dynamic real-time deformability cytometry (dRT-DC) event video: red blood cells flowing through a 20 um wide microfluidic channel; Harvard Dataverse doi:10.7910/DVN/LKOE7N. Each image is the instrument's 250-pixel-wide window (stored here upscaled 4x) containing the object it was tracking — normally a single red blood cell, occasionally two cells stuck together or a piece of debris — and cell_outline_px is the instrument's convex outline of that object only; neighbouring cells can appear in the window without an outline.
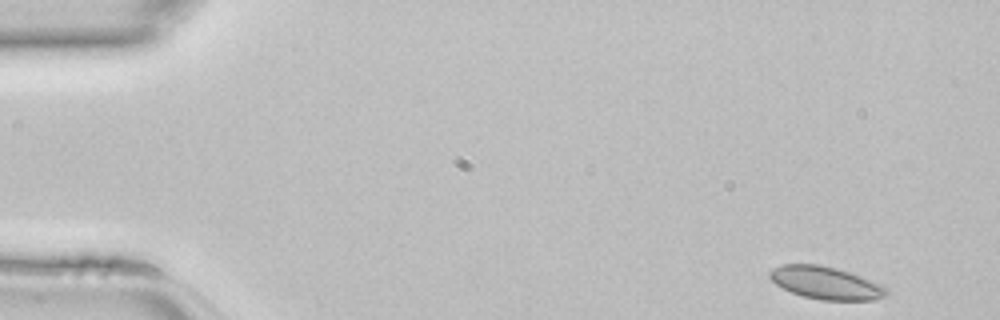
{"species": "common noctule bat (a hibernating species)", "species_latin": "Nyctalus noctula", "temperature_condition": "room temperature", "stored_images_in_passage": 43, "camera_frame_rate_fps": 3000, "um_per_image_px": 0.085, "animal": {"sex": "female", "body_mass_g": 22.7, "forearm_length_mm": 54.2}, "frame": {"image": 1, "passage_image": 1, "time_ms": 0.0, "image_size_px": [1000, 320], "cell_outline_px": [[888, 296], [876, 300], [820, 300], [804, 296], [792, 292], [776, 284], [768, 276], [768, 272], [772, 268], [784, 264], [820, 264], [836, 268], [860, 276], [880, 284], [888, 288]], "centroid_in_image_um": [70.21, 24.05], "position_along_channel_um": 14.8, "area_um2": 22.2}}
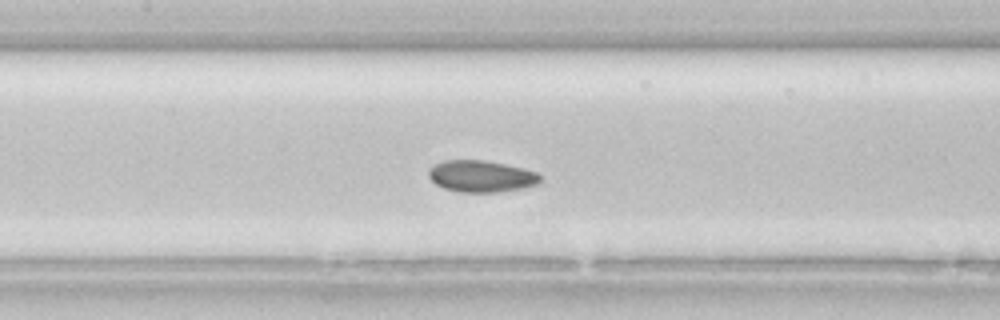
{"frame": {"image": 2, "passage_image": 19, "time_ms": 6.0, "image_size_px": [1000, 320], "cell_outline_px": [[540, 180], [536, 184], [520, 188], [496, 192], [460, 192], [444, 188], [436, 184], [428, 176], [428, 168], [444, 160], [484, 160], [524, 168], [540, 172]], "centroid_in_image_um": [40.89, 14.97], "position_along_channel_um": 166.5, "area_um2": 20.52}}
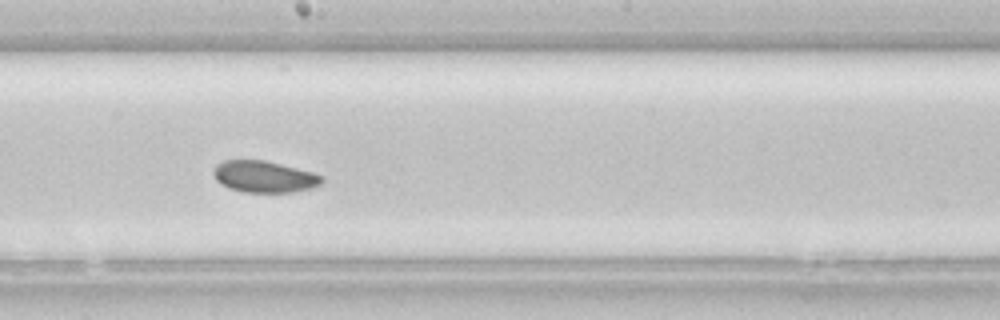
{"frame": {"image": 3, "passage_image": 23, "time_ms": 7.333, "image_size_px": [1000, 320], "cell_outline_px": [[324, 180], [320, 184], [312, 188], [292, 192], [244, 192], [228, 188], [220, 184], [216, 180], [212, 172], [216, 164], [224, 160], [264, 160], [312, 172], [324, 176]], "centroid_in_image_um": [22.43, 15.02], "position_along_channel_um": 225.8, "area_um2": 20.0}}